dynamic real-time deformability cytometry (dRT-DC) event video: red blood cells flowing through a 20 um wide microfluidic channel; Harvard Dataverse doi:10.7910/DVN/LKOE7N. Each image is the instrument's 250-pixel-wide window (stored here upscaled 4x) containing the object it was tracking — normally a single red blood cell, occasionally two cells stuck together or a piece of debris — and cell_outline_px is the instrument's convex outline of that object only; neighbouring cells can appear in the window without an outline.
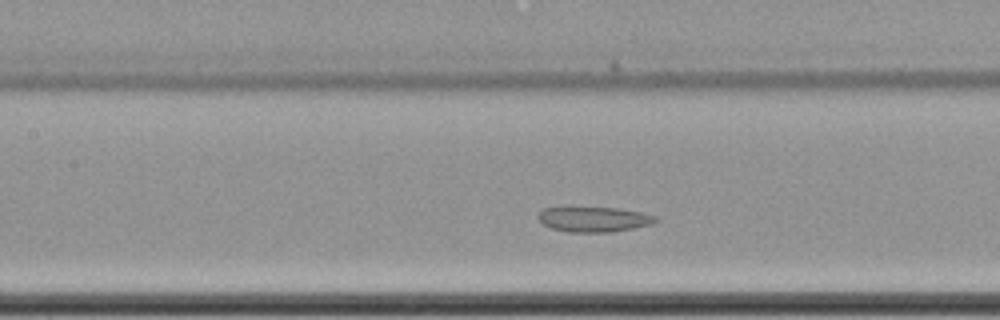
{"species": "common noctule bat (a hibernating species)", "species_latin": "Nyctalus noctula", "temperature_condition": "cold", "stored_images_in_passage": 48, "segment_of_instrument_passage": [1, 2], "camera_frame_rate_fps": 3000, "um_per_image_px": 0.085, "animal": {"sex": "female", "body_mass_g": 22.7, "forearm_length_mm": 54.2}, "frame": {"image": 1, "passage_image": 22, "time_ms": 7.0, "image_size_px": [1000, 320], "cell_outline_px": [[656, 220], [652, 224], [612, 232], [568, 232], [552, 228], [544, 224], [536, 216], [544, 208], [616, 208], [640, 212], [656, 216]], "centroid_in_image_um": [50.47, 18.65], "position_along_channel_um": 156.9, "area_um2": 16.82}}
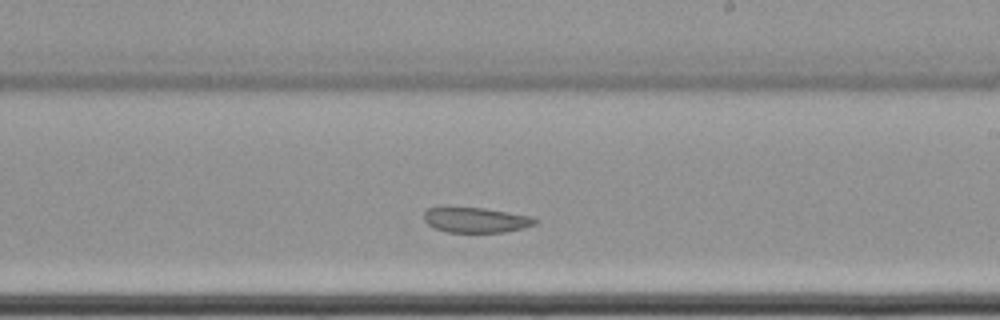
{"frame": {"image": 2, "passage_image": 30, "time_ms": 9.667, "image_size_px": [1000, 320], "cell_outline_px": [[536, 224], [504, 232], [448, 232], [436, 228], [428, 224], [424, 220], [424, 212], [428, 208], [484, 208], [532, 216], [536, 220]], "centroid_in_image_um": [40.45, 18.7], "position_along_channel_um": 248.5, "area_um2": 15.95}}
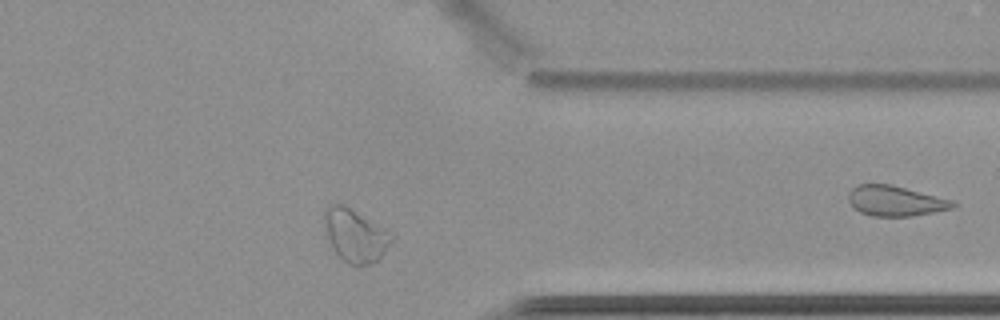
{"frame": {"image": 3, "passage_image": 42, "time_ms": 13.667, "image_size_px": [1000, 320], "cell_outline_px": [[396, 236], [384, 252], [376, 260], [368, 264], [356, 268], [348, 264], [332, 248], [324, 224], [324, 208], [332, 204], [344, 204], [396, 232]], "centroid_in_image_um": [30.26, 19.99], "position_along_channel_um": 381.1, "area_um2": 21.27}}